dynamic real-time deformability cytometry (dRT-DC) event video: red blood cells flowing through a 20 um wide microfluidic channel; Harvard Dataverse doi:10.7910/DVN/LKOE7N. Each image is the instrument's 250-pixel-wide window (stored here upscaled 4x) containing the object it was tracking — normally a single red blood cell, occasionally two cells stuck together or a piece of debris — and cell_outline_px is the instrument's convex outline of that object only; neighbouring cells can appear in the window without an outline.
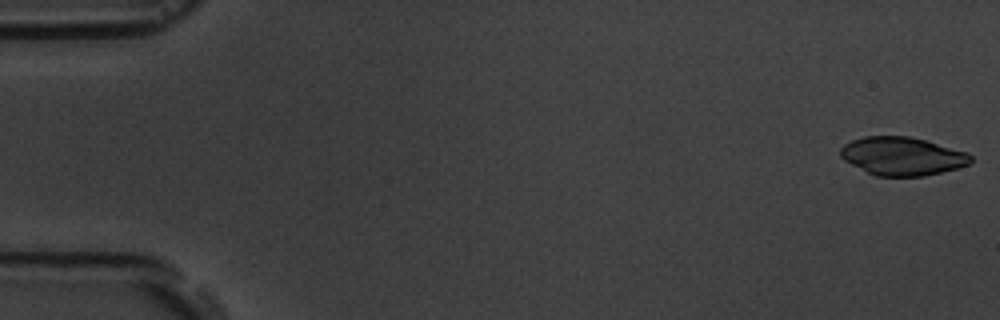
{"species": "common noctule bat (a hibernating species)", "species_latin": "Nyctalus noctula", "temperature_condition": "room temperature", "stored_images_in_passage": 4, "camera_frame_rate_fps": 3000, "um_per_image_px": 0.085, "animal": {"sex": "male", "body_mass_g": 19.5, "forearm_length_mm": 54.6}, "frame": {"image": 1, "passage_image": 1, "time_ms": 0.0, "image_size_px": [1000, 320], "cell_outline_px": [[972, 164], [924, 176], [876, 176], [844, 160], [840, 156], [840, 148], [844, 144], [852, 140], [864, 136], [908, 136], [924, 140], [968, 152], [972, 156]], "centroid_in_image_um": [76.7, 13.27], "position_along_channel_um": 8.3, "area_um2": 28.96}}